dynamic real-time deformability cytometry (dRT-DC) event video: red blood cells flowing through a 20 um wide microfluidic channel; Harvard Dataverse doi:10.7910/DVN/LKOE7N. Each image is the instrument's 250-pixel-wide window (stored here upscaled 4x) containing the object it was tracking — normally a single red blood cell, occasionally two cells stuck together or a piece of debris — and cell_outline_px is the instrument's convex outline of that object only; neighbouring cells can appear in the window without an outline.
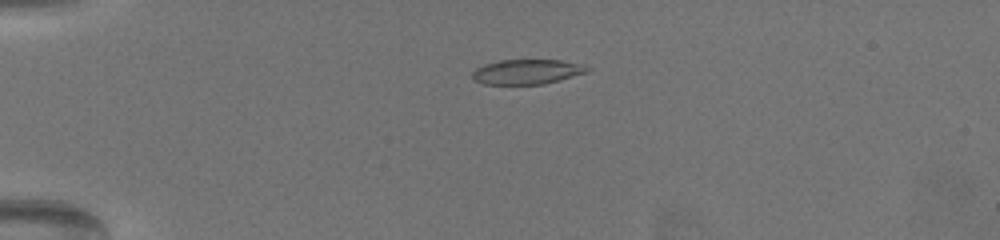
{"species": "common noctule bat (a hibernating species)", "species_latin": "Nyctalus noctula", "temperature_condition": "warm", "stored_images_in_passage": 14, "camera_frame_rate_fps": 3000, "um_per_image_px": 0.085, "animal": {"sex": "female", "body_mass_g": 19.5, "forearm_length_mm": 54.1}, "frame": {"image": 1, "passage_image": 5, "time_ms": 1.333, "image_size_px": [1000, 240], "cell_outline_px": [[592, 68], [588, 72], [560, 80], [544, 84], [484, 84], [472, 80], [472, 72], [476, 68], [484, 64], [500, 60], [560, 60], [580, 64]], "centroid_in_image_um": [44.78, 6.1], "position_along_channel_um": 40.2, "area_um2": 16.7}}
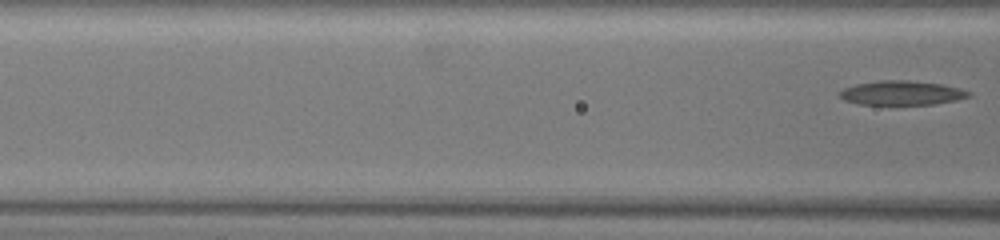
{"frame": {"image": 2, "passage_image": 14, "time_ms": 4.333, "image_size_px": [1000, 240], "cell_outline_px": [[972, 96], [956, 100], [932, 104], [860, 104], [844, 100], [840, 96], [840, 92], [844, 88], [856, 84], [880, 80], [904, 80], [940, 84], [960, 88], [972, 92]], "centroid_in_image_um": [76.67, 7.89], "position_along_channel_um": 89.9, "area_um2": 18.03}}